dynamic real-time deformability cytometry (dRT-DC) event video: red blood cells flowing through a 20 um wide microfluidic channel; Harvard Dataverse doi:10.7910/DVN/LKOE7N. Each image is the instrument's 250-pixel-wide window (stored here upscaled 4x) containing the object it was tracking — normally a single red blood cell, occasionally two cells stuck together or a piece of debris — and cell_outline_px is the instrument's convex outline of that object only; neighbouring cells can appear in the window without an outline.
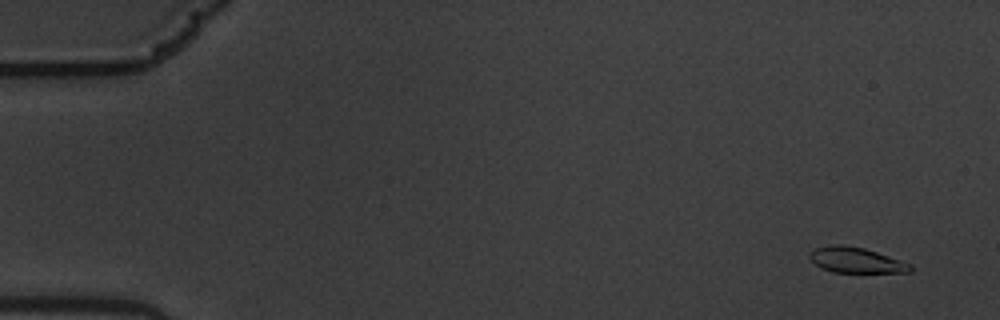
{"species": "common noctule bat (a hibernating species)", "species_latin": "Nyctalus noctula", "temperature_condition": "warm", "stored_images_in_passage": 59, "camera_frame_rate_fps": 3000, "um_per_image_px": 0.085, "animal": {"sex": "male", "body_mass_g": 19.5, "forearm_length_mm": 54.6}, "frame": {"image": 1, "passage_image": 4, "time_ms": 1.0, "image_size_px": [1000, 320], "cell_outline_px": [[912, 272], [832, 272], [816, 264], [808, 256], [808, 252], [816, 248], [832, 244], [840, 244], [864, 248], [912, 264]], "centroid_in_image_um": [72.75, 22.1], "position_along_channel_um": 12.2, "area_um2": 14.8}}
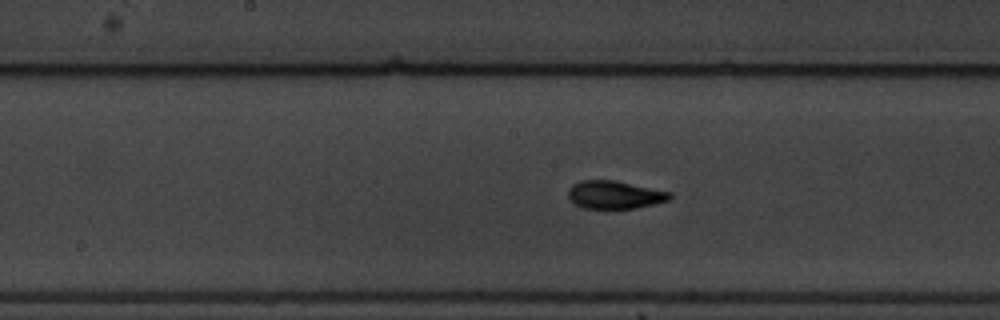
{"frame": {"image": 2, "passage_image": 31, "time_ms": 10.0, "image_size_px": [1000, 320], "cell_outline_px": [[672, 196], [668, 200], [636, 208], [584, 208], [576, 204], [568, 196], [568, 188], [572, 184], [580, 180], [616, 180], [672, 192]], "centroid_in_image_um": [52.24, 16.53], "position_along_channel_um": 196.0, "area_um2": 16.53}}
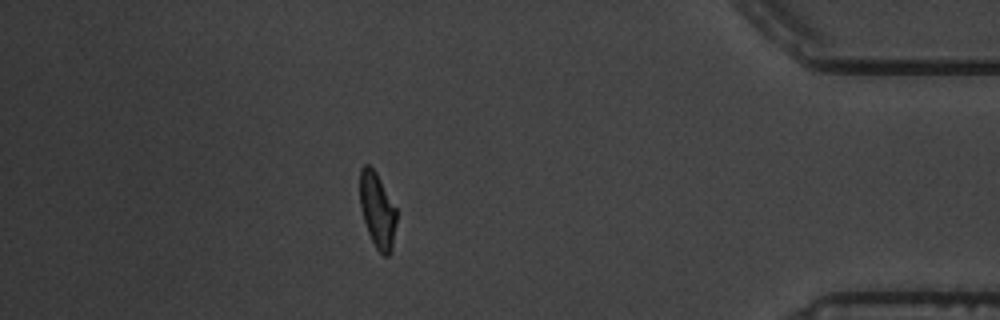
{"frame": {"image": 3, "passage_image": 52, "time_ms": 17.0, "image_size_px": [1000, 320], "cell_outline_px": [[396, 224], [392, 248], [388, 256], [384, 256], [376, 248], [368, 232], [360, 208], [360, 168], [364, 164], [368, 164], [376, 172], [396, 208]], "centroid_in_image_um": [32.07, 17.86], "position_along_channel_um": 403.1, "area_um2": 15.95}, "authors_computed_cell_mechanics": {"area_um2": 16.1262, "velocity_mm_per_s": 3.5209, "shape_relaxation_time_tau1_ms": 2.6251, "shape_relaxation_time_tau2_ms": 1.0857, "deformation_change_tau1": 0.1951, "deformation_change_tau2": 0.077}}